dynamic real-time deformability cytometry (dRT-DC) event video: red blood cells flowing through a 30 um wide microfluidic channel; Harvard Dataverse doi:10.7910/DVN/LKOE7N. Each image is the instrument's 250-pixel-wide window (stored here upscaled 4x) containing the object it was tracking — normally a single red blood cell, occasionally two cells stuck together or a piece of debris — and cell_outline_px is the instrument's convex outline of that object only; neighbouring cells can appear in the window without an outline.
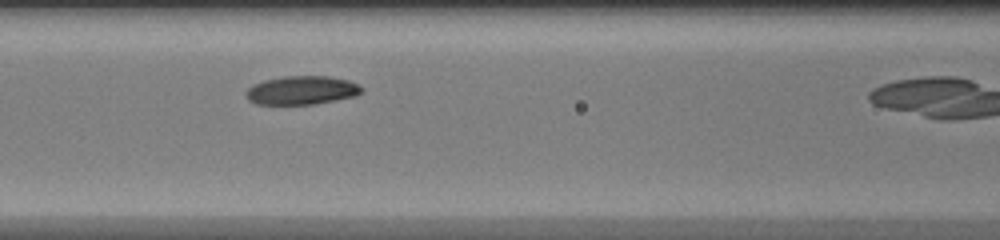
{"species": "common noctule bat (a hibernating species)", "species_latin": "Nyctalus noctula", "temperature_condition": "warm", "stored_images_in_passage": 11, "camera_frame_rate_fps": 3000, "um_per_image_px": 0.085, "animal": {"sex": "female", "body_mass_g": 20.0, "forearm_length_mm": 54.0}, "frame": {"image": 1, "passage_image": 10, "time_ms": 3.0, "image_size_px": [1000, 240], "cell_outline_px": [[364, 88], [356, 96], [316, 104], [256, 104], [248, 100], [244, 92], [252, 84], [264, 80], [284, 76], [328, 76], [348, 80], [360, 84]], "centroid_in_image_um": [25.64, 7.67], "position_along_channel_um": 141.0, "area_um2": 19.48}}